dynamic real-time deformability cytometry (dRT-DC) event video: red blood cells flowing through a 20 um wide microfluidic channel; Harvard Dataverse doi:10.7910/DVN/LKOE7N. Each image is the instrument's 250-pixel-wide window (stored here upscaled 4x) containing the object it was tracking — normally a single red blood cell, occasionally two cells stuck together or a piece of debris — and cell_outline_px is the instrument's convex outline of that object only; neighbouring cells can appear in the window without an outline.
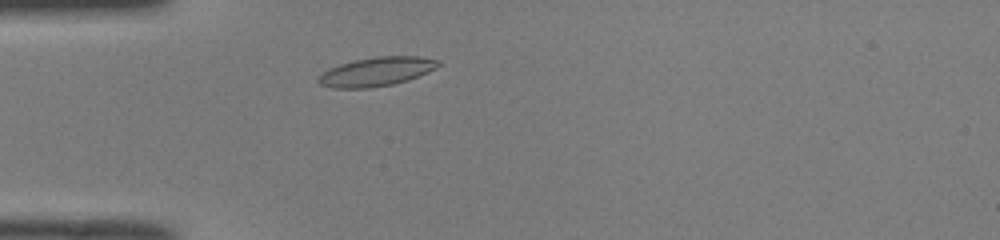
{"species": "common noctule bat (a hibernating species)", "species_latin": "Nyctalus noctula", "temperature_condition": "room temperature", "stored_images_in_passage": 41, "camera_frame_rate_fps": 3000, "um_per_image_px": 0.085, "animal": {"sex": "male", "body_mass_g": 19.0, "forearm_length_mm": 50.8}, "frame": {"image": 1, "passage_image": 5, "time_ms": 1.333, "image_size_px": [1000, 240], "cell_outline_px": [[440, 64], [436, 68], [428, 72], [408, 80], [392, 84], [368, 88], [332, 88], [320, 84], [316, 80], [316, 76], [328, 68], [340, 64], [356, 60], [376, 56], [420, 56], [440, 60]], "centroid_in_image_um": [31.97, 6.08], "position_along_channel_um": 53.0, "area_um2": 20.35}}
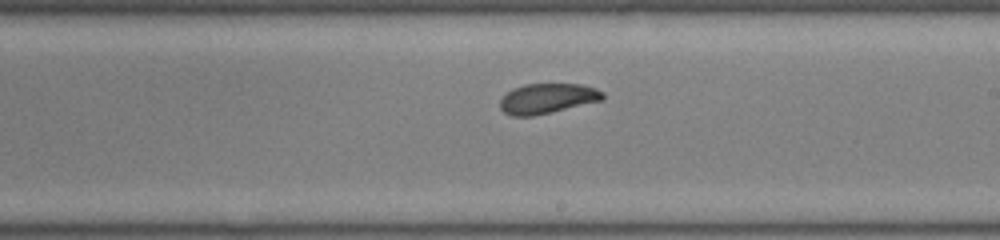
{"frame": {"image": 2, "passage_image": 20, "time_ms": 6.333, "image_size_px": [1000, 240], "cell_outline_px": [[604, 96], [600, 100], [532, 116], [512, 116], [504, 112], [500, 108], [500, 100], [512, 88], [524, 84], [580, 84], [596, 88], [604, 92]], "centroid_in_image_um": [46.49, 8.36], "position_along_channel_um": 242.5, "area_um2": 17.69}}
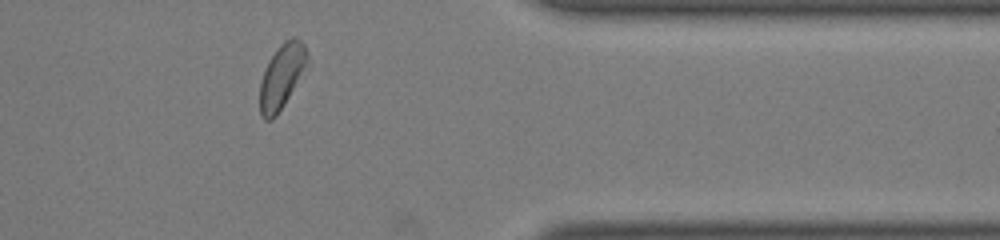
{"frame": {"image": 3, "passage_image": 32, "time_ms": 10.333, "image_size_px": [1000, 240], "cell_outline_px": [[308, 64], [284, 104], [276, 116], [272, 120], [264, 120], [260, 116], [260, 84], [268, 60], [280, 44], [284, 40], [292, 36], [296, 36], [304, 44], [308, 52]], "centroid_in_image_um": [23.95, 6.46], "position_along_channel_um": 387.4, "area_um2": 17.86}, "authors_computed_cell_mechanics": {"area_um2": 18.6694, "velocity_mm_per_s": 3.99, "shape_relaxation_time_tau1_ms": 3.4453, "shape_relaxation_time_tau2_ms": 1.4997, "deformation_change_tau1": 0.1379, "deformation_change_tau2": 0.0606}}